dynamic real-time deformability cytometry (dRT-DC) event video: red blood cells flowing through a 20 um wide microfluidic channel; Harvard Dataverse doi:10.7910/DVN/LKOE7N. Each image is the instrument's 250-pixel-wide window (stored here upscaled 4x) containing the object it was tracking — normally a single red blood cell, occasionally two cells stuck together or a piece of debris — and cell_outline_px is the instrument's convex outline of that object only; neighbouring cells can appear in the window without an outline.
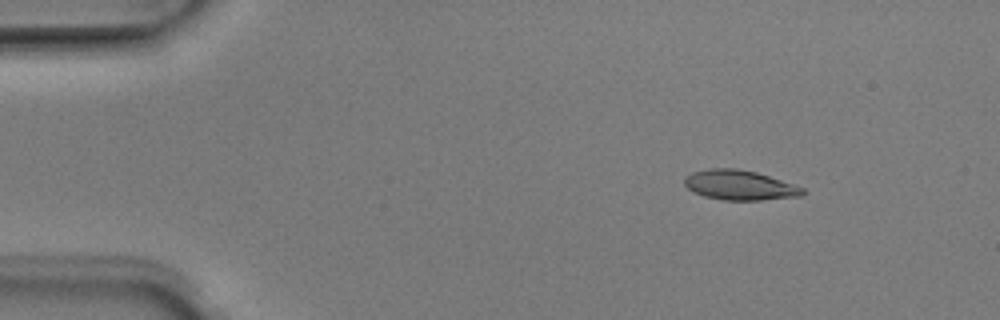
{"species": "Egyptian fruit bat (a non-hibernating species)", "species_latin": "Rousettus aegyptiacus", "temperature_condition": "room temperature", "stored_images_in_passage": 48, "camera_frame_rate_fps": 3000, "um_per_image_px": 0.085, "animal": {"sex": "male"}, "frame": {"image": 1, "passage_image": 7, "time_ms": 2.0, "image_size_px": [1000, 320], "cell_outline_px": [[804, 192], [800, 196], [760, 200], [724, 200], [704, 196], [688, 188], [684, 184], [684, 176], [692, 172], [708, 168], [736, 168], [756, 172], [804, 188]], "centroid_in_image_um": [62.83, 15.73], "position_along_channel_um": 22.2, "area_um2": 20.35}}
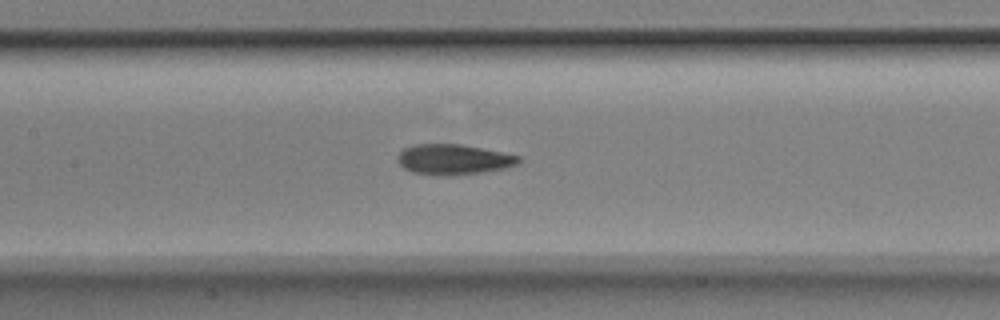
{"frame": {"image": 2, "passage_image": 24, "time_ms": 7.667, "image_size_px": [1000, 320], "cell_outline_px": [[524, 160], [520, 164], [504, 168], [484, 172], [448, 176], [440, 176], [412, 172], [404, 168], [396, 160], [396, 156], [404, 148], [412, 144], [460, 144], [520, 156]], "centroid_in_image_um": [38.54, 13.56], "position_along_channel_um": 168.9, "area_um2": 21.62}}
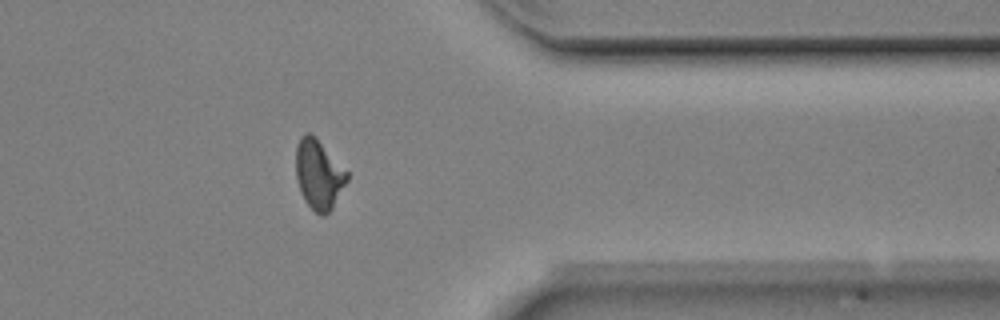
{"frame": {"image": 3, "passage_image": 41, "time_ms": 13.333, "image_size_px": [1000, 320], "cell_outline_px": [[348, 180], [332, 208], [324, 216], [320, 216], [304, 200], [300, 192], [296, 180], [296, 144], [300, 136], [304, 132], [308, 132], [316, 136], [348, 172]], "centroid_in_image_um": [27.07, 14.8], "position_along_channel_um": 384.3, "area_um2": 20.92}, "authors_computed_cell_mechanics": {"area_um2": 20.9814, "velocity_mm_per_s": 4.0158, "shape_relaxation_time_tau1_ms": 4.2721, "shape_relaxation_time_tau2_ms": 1.8599, "deformation_change_tau1": 0.1718, "deformation_change_tau2": 0.0824}}